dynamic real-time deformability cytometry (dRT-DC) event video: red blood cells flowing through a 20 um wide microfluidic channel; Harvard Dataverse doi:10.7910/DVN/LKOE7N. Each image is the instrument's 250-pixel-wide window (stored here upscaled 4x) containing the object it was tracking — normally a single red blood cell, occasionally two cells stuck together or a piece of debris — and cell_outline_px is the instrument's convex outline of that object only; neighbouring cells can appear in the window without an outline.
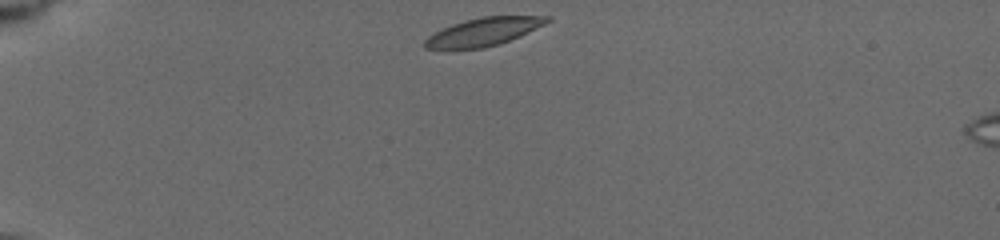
{"species": "common noctule bat (a hibernating species)", "species_latin": "Nyctalus noctula", "temperature_condition": "cold", "stored_images_in_passage": 11, "camera_frame_rate_fps": 3000, "um_per_image_px": 0.085, "animal": {"sex": "female", "body_mass_g": 19.5, "forearm_length_mm": 54.1}, "frame": {"image": 1, "passage_image": 1, "time_ms": 0.0, "image_size_px": [1000, 240], "cell_outline_px": [[552, 20], [520, 36], [500, 44], [484, 48], [424, 48], [424, 40], [428, 36], [452, 24], [464, 20], [484, 16], [552, 16]], "centroid_in_image_um": [41.14, 2.69], "position_along_channel_um": 43.9, "area_um2": 19.71}}
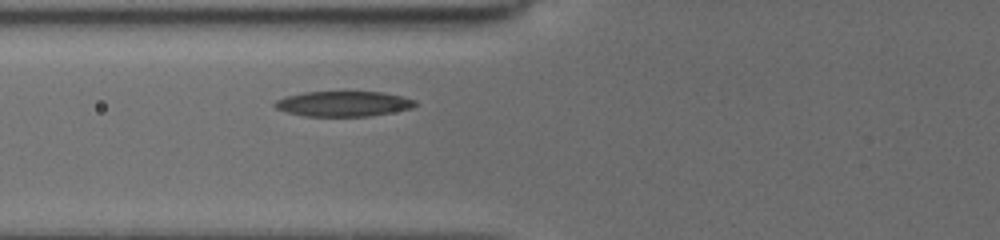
{"frame": {"image": 2, "passage_image": 9, "time_ms": 2.667, "image_size_px": [1000, 240], "cell_outline_px": [[416, 104], [412, 108], [368, 116], [304, 116], [288, 112], [276, 108], [272, 104], [276, 100], [284, 96], [304, 92], [380, 92], [400, 96], [416, 100]], "centroid_in_image_um": [29.14, 8.82], "position_along_channel_um": 96.7, "area_um2": 20.46}}